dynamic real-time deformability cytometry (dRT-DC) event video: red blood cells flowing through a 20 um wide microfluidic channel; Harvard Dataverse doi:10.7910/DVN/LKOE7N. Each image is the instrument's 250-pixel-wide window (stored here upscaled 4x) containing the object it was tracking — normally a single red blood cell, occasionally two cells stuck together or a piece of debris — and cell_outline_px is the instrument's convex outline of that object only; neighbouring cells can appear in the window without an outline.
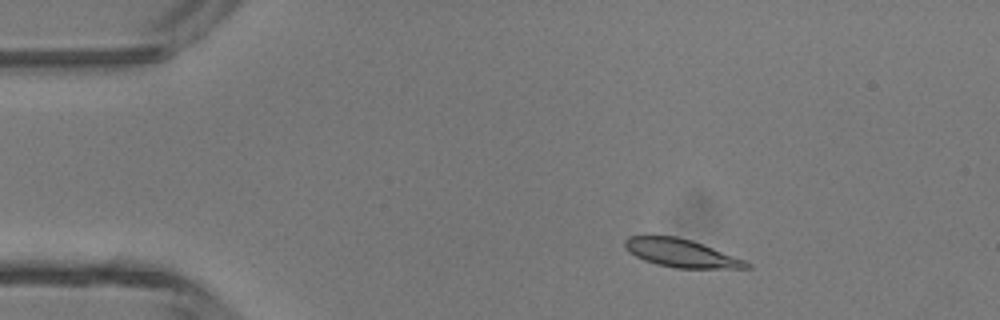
{"species": "common noctule bat (a hibernating species)", "species_latin": "Nyctalus noctula", "temperature_condition": "room temperature", "stored_images_in_passage": 45, "camera_frame_rate_fps": 3000, "um_per_image_px": 0.085, "animal": {"sex": "male", "body_mass_g": 13.3}, "frame": {"image": 1, "passage_image": 6, "time_ms": 1.667, "image_size_px": [1000, 320], "cell_outline_px": [[752, 268], [676, 268], [656, 264], [644, 260], [628, 252], [624, 248], [624, 240], [628, 236], [676, 236], [692, 240], [744, 260], [752, 264]], "centroid_in_image_um": [57.86, 21.51], "position_along_channel_um": 27.1, "area_um2": 19.83}}
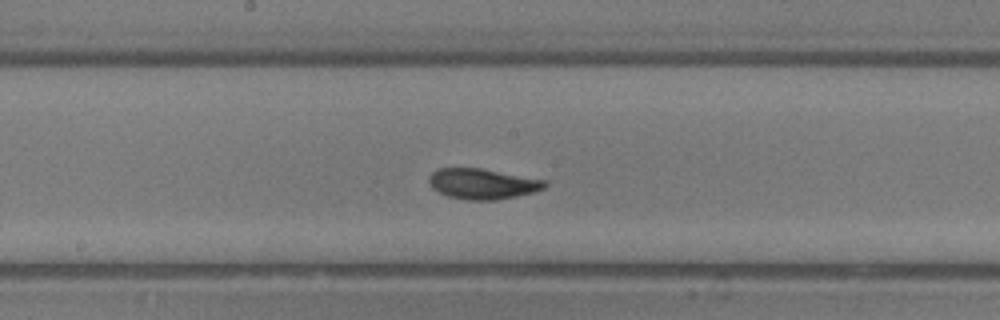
{"frame": {"image": 2, "passage_image": 23, "time_ms": 7.333, "image_size_px": [1000, 320], "cell_outline_px": [[548, 184], [544, 188], [532, 192], [516, 196], [496, 200], [468, 200], [448, 196], [432, 188], [428, 180], [428, 176], [436, 168], [480, 168], [548, 180]], "centroid_in_image_um": [41.01, 15.61], "position_along_channel_um": 207.2, "area_um2": 20.63}}
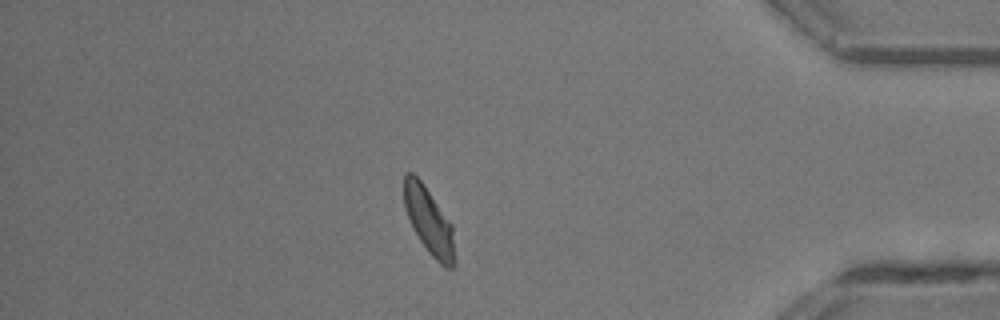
{"frame": {"image": 3, "passage_image": 39, "time_ms": 12.667, "image_size_px": [1000, 320], "cell_outline_px": [[456, 264], [452, 268], [444, 268], [428, 252], [412, 228], [404, 208], [404, 172], [412, 172], [420, 180], [452, 224], [456, 260]], "centroid_in_image_um": [36.47, 18.83], "position_along_channel_um": 398.7, "area_um2": 19.77}, "authors_computed_cell_mechanics": {"area_um2": 20.3456, "velocity_mm_per_s": 4.3205, "shape_relaxation_time_tau1_ms": 3.1499, "shape_relaxation_time_tau2_ms": 1.4576, "deformation_change_tau1": 0.1331, "deformation_change_tau2": 0.0591}}